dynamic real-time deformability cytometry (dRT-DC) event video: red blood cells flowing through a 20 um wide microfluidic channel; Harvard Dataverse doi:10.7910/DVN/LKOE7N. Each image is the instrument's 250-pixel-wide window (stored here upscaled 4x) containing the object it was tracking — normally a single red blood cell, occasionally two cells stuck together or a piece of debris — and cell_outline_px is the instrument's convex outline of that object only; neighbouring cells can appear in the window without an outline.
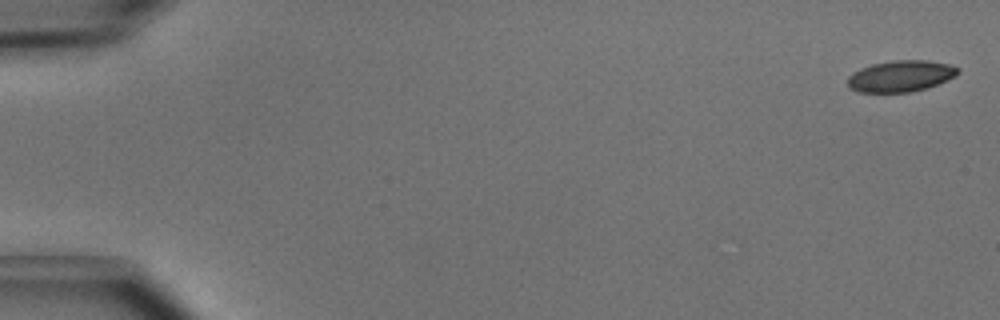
{"species": "common noctule bat (a hibernating species)", "species_latin": "Nyctalus noctula", "temperature_condition": "cold", "stored_images_in_passage": 4, "camera_frame_rate_fps": 3000, "um_per_image_px": 0.085, "animal": {"sex": "male", "body_mass_g": 15.6}, "frame": {"image": 1, "passage_image": 1, "time_ms": 0.0, "image_size_px": [1000, 320], "cell_outline_px": [[960, 72], [956, 76], [948, 80], [928, 88], [912, 92], [860, 92], [852, 88], [848, 84], [848, 76], [852, 72], [860, 68], [872, 64], [892, 60], [928, 60], [948, 64], [960, 68]], "centroid_in_image_um": [76.6, 6.46], "position_along_channel_um": 8.4, "area_um2": 20.29}}